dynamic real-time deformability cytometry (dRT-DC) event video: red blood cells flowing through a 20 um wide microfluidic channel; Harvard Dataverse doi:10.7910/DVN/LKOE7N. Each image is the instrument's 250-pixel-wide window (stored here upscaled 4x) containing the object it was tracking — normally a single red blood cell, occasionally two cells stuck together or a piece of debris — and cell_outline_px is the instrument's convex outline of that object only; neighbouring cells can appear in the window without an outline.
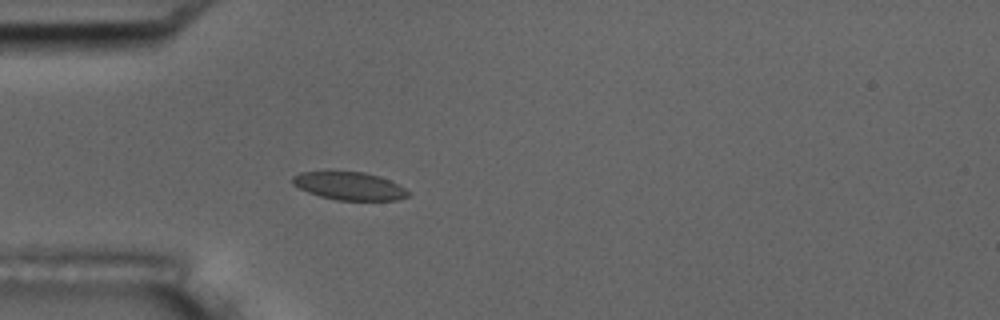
{"species": "common noctule bat (a hibernating species)", "species_latin": "Nyctalus noctula", "temperature_condition": "room temperature", "stored_images_in_passage": 46, "camera_frame_rate_fps": 3000, "um_per_image_px": 0.085, "animal": {"sex": "male", "body_mass_g": 17.5, "forearm_length_mm": 52.3}, "frame": {"image": 1, "passage_image": 7, "time_ms": 2.0, "image_size_px": [1000, 320], "cell_outline_px": [[412, 192], [408, 196], [396, 200], [336, 200], [320, 196], [308, 192], [292, 184], [292, 176], [300, 172], [364, 172], [388, 180]], "centroid_in_image_um": [29.68, 15.82], "position_along_channel_um": 55.3, "area_um2": 18.55}, "authors_computed_cell_mechanics": {"area_um2": 18.9873, "velocity_mm_per_s": 3.6431, "shape_relaxation_time_tau1_ms": 2.9598, "shape_relaxation_time_tau2_ms": null, "deformation_change_tau1": 0.0674, "deformation_change_tau2": null}}